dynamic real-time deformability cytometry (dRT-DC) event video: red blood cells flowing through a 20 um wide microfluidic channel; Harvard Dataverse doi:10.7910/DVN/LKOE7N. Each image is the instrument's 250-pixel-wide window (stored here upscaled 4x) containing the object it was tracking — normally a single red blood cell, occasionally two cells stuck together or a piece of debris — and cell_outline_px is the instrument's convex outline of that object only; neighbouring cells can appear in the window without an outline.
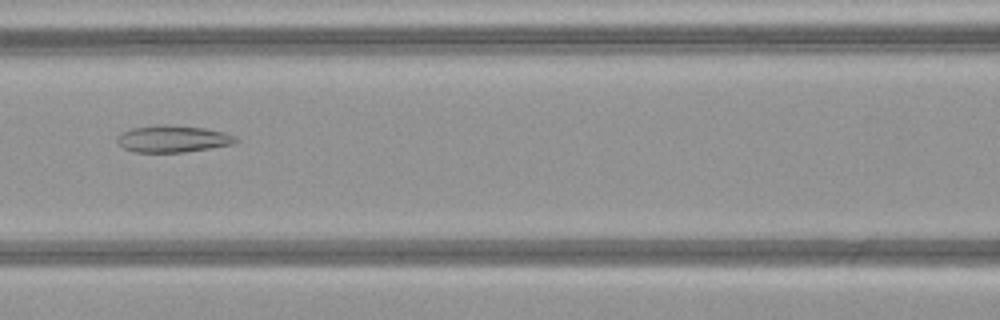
{"species": "common noctule bat (a hibernating species)", "species_latin": "Nyctalus noctula", "temperature_condition": "warm", "stored_images_in_passage": 50, "camera_frame_rate_fps": 3000, "um_per_image_px": 0.085, "animal": {"sex": "female", "body_mass_g": 21.9}, "frame": {"image": 1, "passage_image": 23, "time_ms": 7.333, "image_size_px": [1000, 320], "cell_outline_px": [[240, 140], [232, 144], [184, 152], [132, 152], [124, 148], [116, 140], [116, 136], [120, 132], [132, 128], [156, 124], [164, 124], [204, 128], [224, 132], [236, 136]], "centroid_in_image_um": [14.65, 11.79], "position_along_channel_um": 151.9, "area_um2": 18.67}}
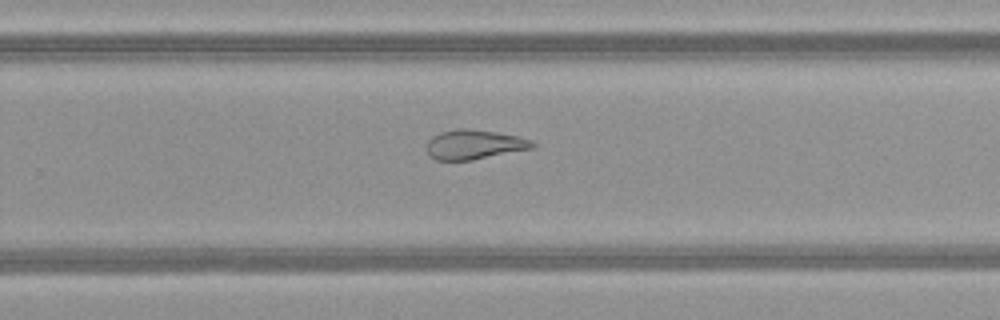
{"frame": {"image": 2, "passage_image": 33, "time_ms": 10.667, "image_size_px": [1000, 320], "cell_outline_px": [[536, 148], [472, 160], [436, 160], [428, 156], [428, 140], [432, 136], [440, 132], [460, 128], [464, 128], [496, 132], [516, 136], [532, 140], [536, 144]], "centroid_in_image_um": [40.33, 12.29], "position_along_channel_um": 289.5, "area_um2": 18.26}}
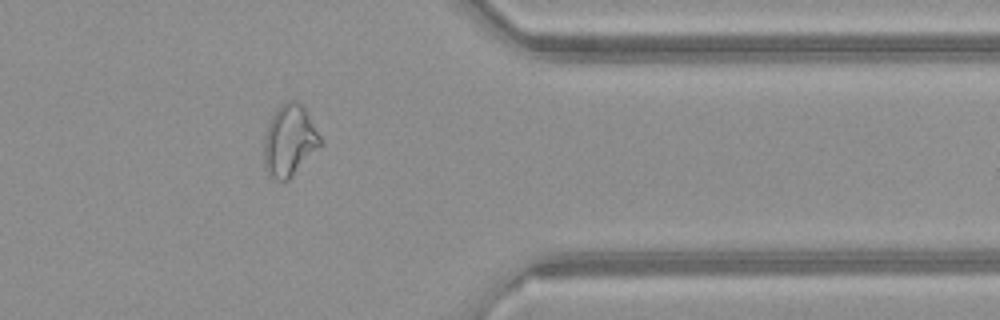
{"frame": {"image": 3, "passage_image": 41, "time_ms": 13.333, "image_size_px": [1000, 320], "cell_outline_px": [[324, 144], [288, 180], [276, 180], [264, 168], [264, 136], [268, 124], [276, 108], [284, 100], [296, 100], [304, 108], [324, 140]], "centroid_in_image_um": [24.63, 11.93], "position_along_channel_um": 386.8, "area_um2": 23.76}, "authors_computed_cell_mechanics": {"area_um2": 24.9407, "velocity_mm_per_s": 4.1377, "shape_relaxation_time_tau1_ms": null, "shape_relaxation_time_tau2_ms": 2.9491, "deformation_change_tau1": null, "deformation_change_tau2": 0.1167}}